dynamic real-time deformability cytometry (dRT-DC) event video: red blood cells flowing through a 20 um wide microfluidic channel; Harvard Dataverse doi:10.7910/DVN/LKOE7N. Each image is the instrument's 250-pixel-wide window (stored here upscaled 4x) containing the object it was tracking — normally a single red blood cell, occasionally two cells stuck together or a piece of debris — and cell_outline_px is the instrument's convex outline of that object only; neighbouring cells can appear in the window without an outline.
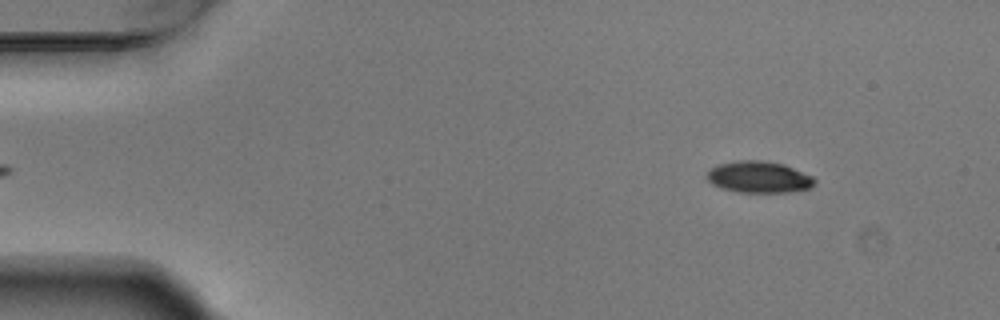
{"species": "Egyptian fruit bat (a non-hibernating species)", "species_latin": "Rousettus aegyptiacus", "temperature_condition": "warm", "stored_images_in_passage": 5, "camera_frame_rate_fps": 3000, "um_per_image_px": 0.085, "animal": {"sex": "male"}, "frame": {"image": 1, "passage_image": 5, "time_ms": 1.333, "image_size_px": [1000, 320], "cell_outline_px": [[816, 184], [812, 188], [792, 192], [740, 192], [720, 188], [712, 184], [708, 180], [708, 172], [712, 168], [720, 164], [736, 160], [764, 160], [784, 164], [812, 176], [816, 180]], "centroid_in_image_um": [64.55, 15.05], "position_along_channel_um": 20.4, "area_um2": 19.88}}